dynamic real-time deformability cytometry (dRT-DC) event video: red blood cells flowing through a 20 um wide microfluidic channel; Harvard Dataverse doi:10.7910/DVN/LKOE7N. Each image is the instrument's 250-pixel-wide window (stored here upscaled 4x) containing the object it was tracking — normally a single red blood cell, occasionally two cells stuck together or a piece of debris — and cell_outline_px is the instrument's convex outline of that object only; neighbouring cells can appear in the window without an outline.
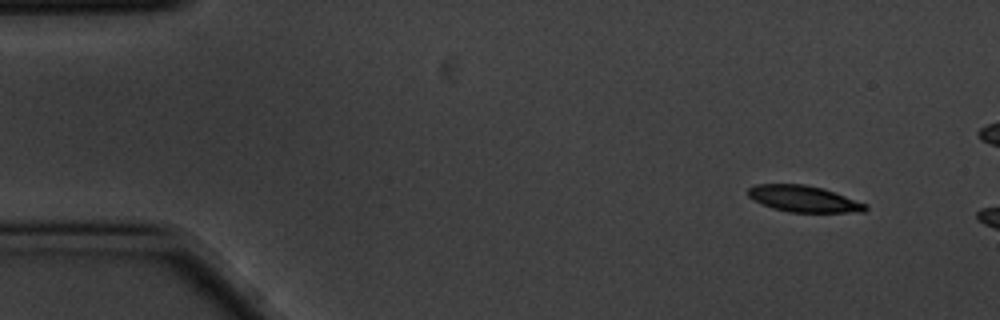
{"species": "common noctule bat (a hibernating species)", "species_latin": "Nyctalus noctula", "temperature_condition": "cold", "stored_images_in_passage": 3, "camera_frame_rate_fps": 3000, "um_per_image_px": 0.085, "animal": {"sex": "male", "body_mass_g": 20.1, "forearm_length_mm": 53.5}, "frame": {"image": 1, "passage_image": 1, "time_ms": 0.0, "image_size_px": [1000, 320], "cell_outline_px": [[868, 208], [864, 212], [788, 212], [772, 208], [760, 204], [752, 200], [748, 196], [748, 188], [756, 184], [804, 184], [824, 188], [868, 204]], "centroid_in_image_um": [68.31, 16.9], "position_along_channel_um": 16.7, "area_um2": 18.26}}